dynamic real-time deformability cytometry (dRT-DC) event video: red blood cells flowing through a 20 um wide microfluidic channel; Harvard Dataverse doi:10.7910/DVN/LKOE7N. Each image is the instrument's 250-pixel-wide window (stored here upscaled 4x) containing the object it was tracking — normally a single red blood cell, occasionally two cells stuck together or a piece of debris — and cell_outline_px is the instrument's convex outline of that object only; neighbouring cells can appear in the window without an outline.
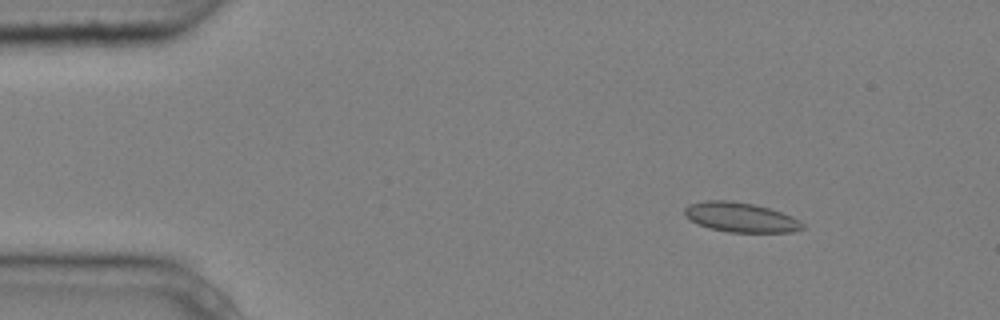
{"species": "common noctule bat (a hibernating species)", "species_latin": "Nyctalus noctula", "temperature_condition": "cold", "stored_images_in_passage": 4, "camera_frame_rate_fps": 3000, "um_per_image_px": 0.085, "animal": {"sex": "male", "body_mass_g": 20.4}, "frame": {"image": 1, "passage_image": 2, "time_ms": 0.333, "image_size_px": [1000, 320], "cell_outline_px": [[804, 228], [792, 232], [728, 232], [708, 228], [688, 220], [684, 216], [684, 208], [688, 204], [704, 200], [728, 200], [752, 204], [768, 208], [792, 216], [800, 220], [804, 224]], "centroid_in_image_um": [62.9, 18.47], "position_along_channel_um": 22.1, "area_um2": 20.52}}
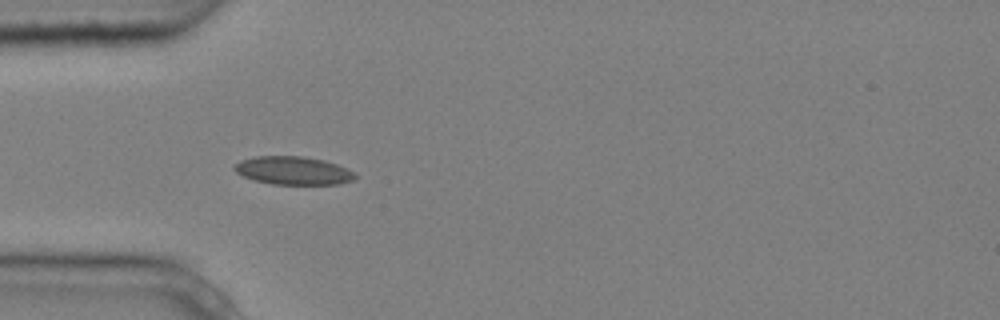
{"frame": {"image": 2, "passage_image": 4, "time_ms": 1.0, "image_size_px": [1000, 320], "cell_outline_px": [[356, 180], [340, 184], [272, 184], [252, 180], [236, 172], [232, 168], [240, 160], [256, 156], [300, 156], [324, 160], [336, 164], [352, 172], [356, 176]], "centroid_in_image_um": [24.9, 14.5], "position_along_channel_um": 60.1, "area_um2": 19.77}}